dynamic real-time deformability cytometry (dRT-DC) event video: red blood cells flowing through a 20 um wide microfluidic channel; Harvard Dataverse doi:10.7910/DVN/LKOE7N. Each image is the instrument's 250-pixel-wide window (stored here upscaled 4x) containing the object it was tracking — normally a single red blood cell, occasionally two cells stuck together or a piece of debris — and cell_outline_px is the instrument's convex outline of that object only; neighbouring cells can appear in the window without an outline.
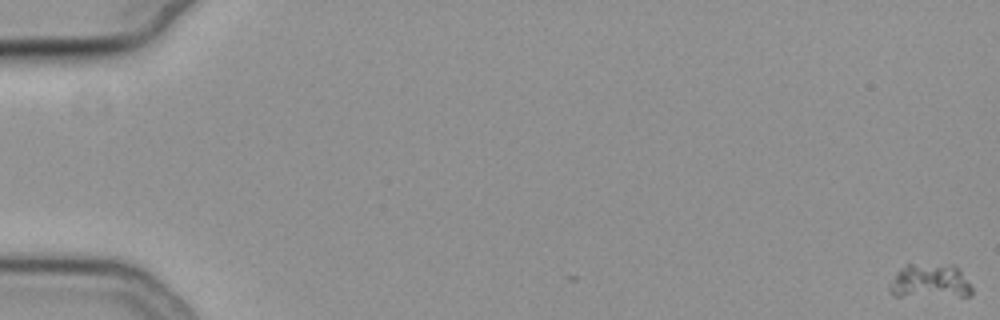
{"species": "common noctule bat (a hibernating species)", "species_latin": "Nyctalus noctula", "temperature_condition": "cold", "stored_images_in_passage": 58, "camera_frame_rate_fps": 3000, "um_per_image_px": 0.085, "animal": {"sex": "female", "body_mass_g": 19.3, "forearm_length_mm": 54.1}, "frame": {"image": 1, "passage_image": 1, "time_ms": 0.0, "image_size_px": [1000, 320], "cell_outline_px": [[972, 296], [896, 296], [888, 288], [896, 272], [900, 268], [908, 264], [956, 264], [960, 268], [972, 284]], "centroid_in_image_um": [79.12, 23.89], "position_along_channel_um": 5.9, "area_um2": 16.88}}
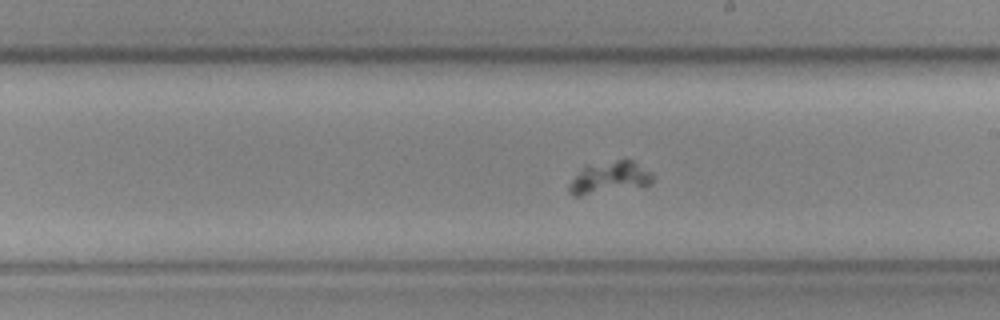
{"frame": {"image": 2, "passage_image": 35, "time_ms": 11.333, "image_size_px": [1000, 320], "cell_outline_px": [[652, 184], [580, 196], [572, 196], [568, 192], [568, 184], [584, 164], [616, 160], [632, 160], [652, 172]], "centroid_in_image_um": [51.75, 15.08], "position_along_channel_um": 237.3, "area_um2": 15.72}}
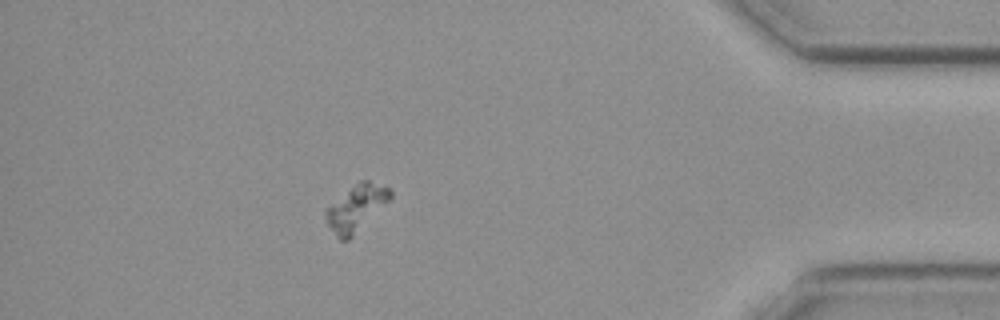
{"frame": {"image": 3, "passage_image": 52, "time_ms": 17.0, "image_size_px": [1000, 320], "cell_outline_px": [[392, 196], [348, 240], [340, 240], [336, 236], [328, 224], [324, 212], [324, 208], [360, 180], [368, 180], [392, 188]], "centroid_in_image_um": [30.25, 17.65], "position_along_channel_um": 405.0, "area_um2": 16.88}}